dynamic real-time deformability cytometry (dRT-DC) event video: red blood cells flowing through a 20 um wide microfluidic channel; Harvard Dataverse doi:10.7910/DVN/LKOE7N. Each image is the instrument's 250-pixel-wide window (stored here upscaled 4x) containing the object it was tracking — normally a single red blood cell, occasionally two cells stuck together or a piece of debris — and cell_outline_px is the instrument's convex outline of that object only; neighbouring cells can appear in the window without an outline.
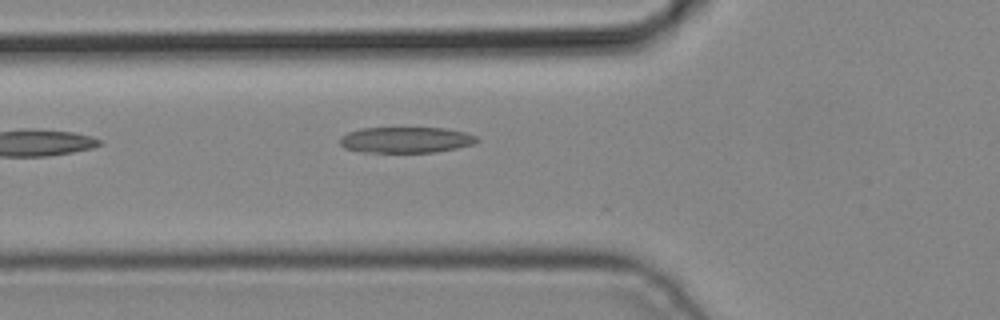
{"species": "common noctule bat (a hibernating species)", "species_latin": "Nyctalus noctula", "temperature_condition": "cold", "stored_images_in_passage": 5, "camera_frame_rate_fps": 3000, "um_per_image_px": 0.085, "animal": {"sex": "male", "body_mass_g": 19.2, "forearm_length_mm": 51.8}, "frame": {"image": 1, "passage_image": 4, "time_ms": 1.0, "image_size_px": [1000, 320], "cell_outline_px": [[480, 140], [476, 144], [436, 152], [360, 152], [344, 148], [340, 144], [340, 136], [348, 132], [360, 128], [448, 128], [464, 132], [476, 136]], "centroid_in_image_um": [34.51, 11.89], "position_along_channel_um": 91.3, "area_um2": 20.87}}